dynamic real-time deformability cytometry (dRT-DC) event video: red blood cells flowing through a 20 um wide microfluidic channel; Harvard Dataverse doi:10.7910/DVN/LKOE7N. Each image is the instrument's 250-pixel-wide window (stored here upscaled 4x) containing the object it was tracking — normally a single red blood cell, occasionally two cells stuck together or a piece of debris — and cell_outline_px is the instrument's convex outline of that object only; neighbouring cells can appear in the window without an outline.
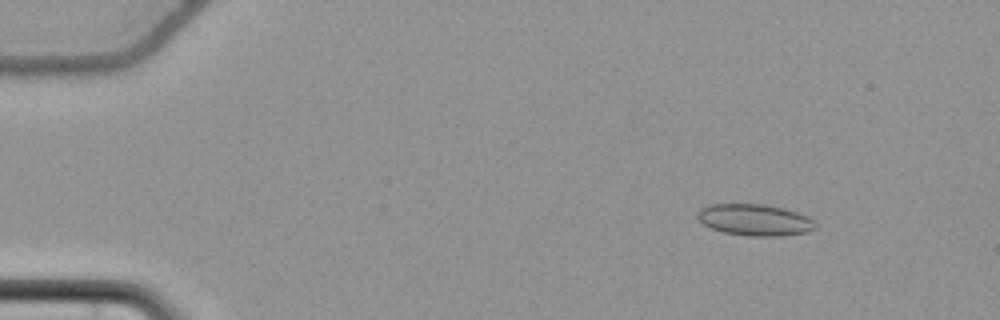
{"species": "common noctule bat (a hibernating species)", "species_latin": "Nyctalus noctula", "temperature_condition": "cold", "stored_images_in_passage": 58, "camera_frame_rate_fps": 3000, "um_per_image_px": 0.085, "animal": {"sex": "female", "body_mass_g": 22.7, "forearm_length_mm": 54.2}, "frame": {"image": 1, "passage_image": 8, "time_ms": 2.333, "image_size_px": [1000, 320], "cell_outline_px": [[816, 228], [808, 232], [780, 236], [748, 236], [724, 232], [712, 228], [704, 224], [696, 216], [696, 212], [700, 208], [712, 204], [764, 204], [784, 208], [808, 216], [816, 224]], "centroid_in_image_um": [64.16, 18.69], "position_along_channel_um": 20.8, "area_um2": 21.68}}
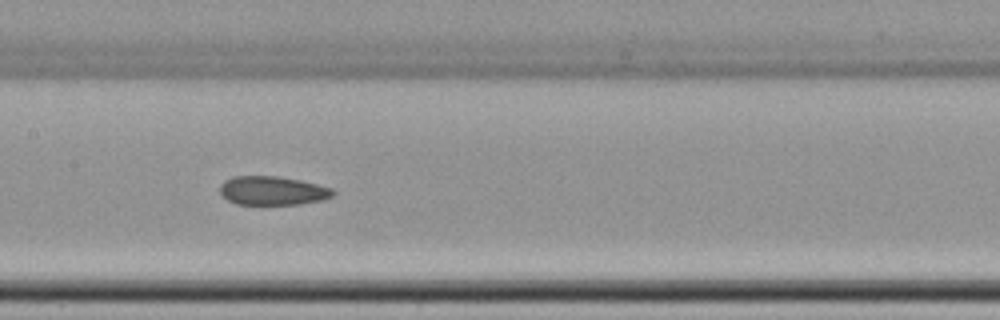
{"frame": {"image": 2, "passage_image": 30, "time_ms": 9.667, "image_size_px": [1000, 320], "cell_outline_px": [[336, 192], [332, 196], [324, 200], [300, 204], [236, 204], [220, 196], [220, 184], [224, 180], [232, 176], [276, 176], [300, 180], [332, 188]], "centroid_in_image_um": [23.14, 16.21], "position_along_channel_um": 184.3, "area_um2": 19.13}}
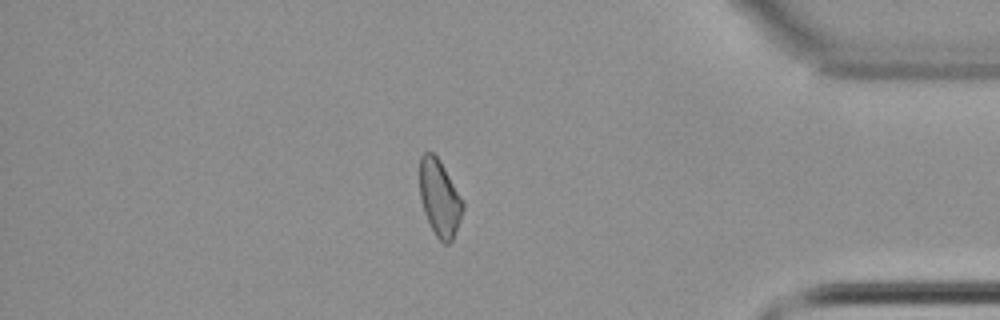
{"frame": {"image": 3, "passage_image": 50, "time_ms": 16.333, "image_size_px": [1000, 320], "cell_outline_px": [[464, 208], [452, 240], [448, 244], [444, 244], [436, 236], [424, 212], [420, 196], [420, 156], [424, 152], [432, 152], [440, 160], [464, 204]], "centroid_in_image_um": [37.35, 16.82], "position_along_channel_um": 397.9, "area_um2": 18.84}, "authors_computed_cell_mechanics": {"area_um2": 20.1144, "velocity_mm_per_s": 3.6681, "shape_relaxation_time_tau1_ms": null, "shape_relaxation_time_tau2_ms": 6.8998, "deformation_change_tau1": null, "deformation_change_tau2": 0.1124}}